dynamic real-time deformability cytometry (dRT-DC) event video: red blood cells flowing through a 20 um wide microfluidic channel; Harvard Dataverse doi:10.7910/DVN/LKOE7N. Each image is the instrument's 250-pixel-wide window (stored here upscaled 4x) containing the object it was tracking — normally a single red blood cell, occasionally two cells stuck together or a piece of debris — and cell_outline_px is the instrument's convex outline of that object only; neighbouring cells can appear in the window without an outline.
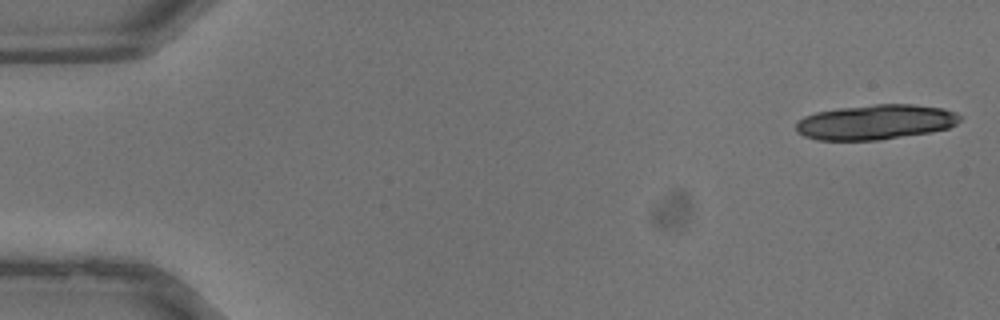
{"species": "common noctule bat (a hibernating species)", "species_latin": "Nyctalus noctula", "temperature_condition": "warm", "stored_images_in_passage": 6, "camera_frame_rate_fps": 3000, "um_per_image_px": 0.085, "animal": {"sex": "male", "body_mass_g": 13.3}, "frame": {"image": 1, "passage_image": 1, "time_ms": 0.0, "image_size_px": [1000, 320], "cell_outline_px": [[960, 120], [956, 124], [948, 128], [928, 132], [880, 140], [816, 140], [804, 136], [796, 132], [796, 120], [804, 116], [816, 112], [840, 108], [876, 104], [916, 104], [944, 108], [956, 112], [960, 116]], "centroid_in_image_um": [74.4, 10.37], "position_along_channel_um": 10.6, "area_um2": 33.52}}